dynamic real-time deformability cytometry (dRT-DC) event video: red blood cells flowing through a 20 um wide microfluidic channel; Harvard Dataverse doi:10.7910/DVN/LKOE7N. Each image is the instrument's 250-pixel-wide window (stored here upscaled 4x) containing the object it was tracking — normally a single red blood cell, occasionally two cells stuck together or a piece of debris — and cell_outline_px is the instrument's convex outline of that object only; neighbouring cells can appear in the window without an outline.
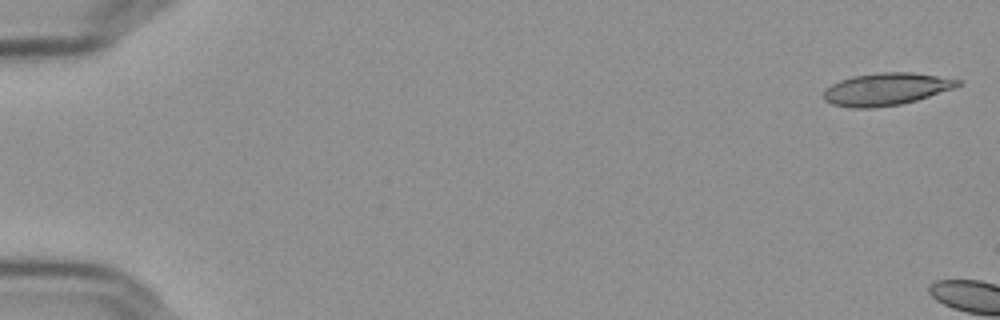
{"species": "Egyptian fruit bat (a non-hibernating species)", "species_latin": "Rousettus aegyptiacus", "temperature_condition": "cold", "stored_images_in_passage": 5, "camera_frame_rate_fps": 3000, "um_per_image_px": 0.085, "frame": {"image": 1, "passage_image": 1, "time_ms": 0.0, "image_size_px": [1000, 320], "cell_outline_px": [[964, 80], [956, 88], [916, 100], [900, 104], [872, 108], [848, 108], [832, 104], [824, 100], [824, 92], [832, 84], [840, 80], [852, 76], [876, 72], [912, 72]], "centroid_in_image_um": [75.34, 7.57], "position_along_channel_um": 9.7, "area_um2": 25.43}}